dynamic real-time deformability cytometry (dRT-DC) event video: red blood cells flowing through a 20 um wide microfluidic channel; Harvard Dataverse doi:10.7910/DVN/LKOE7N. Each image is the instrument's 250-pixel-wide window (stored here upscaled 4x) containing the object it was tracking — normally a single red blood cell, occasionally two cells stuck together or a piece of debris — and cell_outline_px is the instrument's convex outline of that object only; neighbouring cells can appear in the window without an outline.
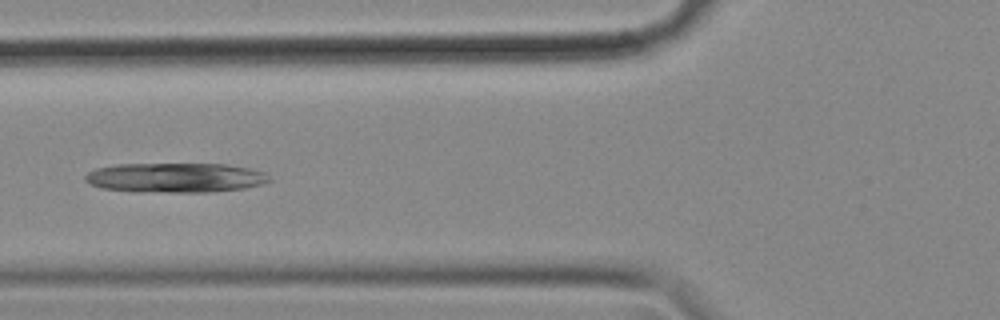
{"species": "common noctule bat (a hibernating species)", "species_latin": "Nyctalus noctula", "temperature_condition": "cold", "stored_images_in_passage": 42, "camera_frame_rate_fps": 3000, "um_per_image_px": 0.085, "animal": {"sex": "female", "body_mass_g": 18.4}, "frame": {"image": 1, "passage_image": 7, "time_ms": 2.0, "image_size_px": [1000, 320], "cell_outline_px": [[272, 180], [260, 184], [244, 188], [208, 192], [136, 192], [100, 188], [88, 184], [84, 180], [84, 176], [88, 172], [96, 168], [116, 164], [228, 164], [248, 168], [264, 172]], "centroid_in_image_um": [14.84, 15.1], "position_along_channel_um": 111.0, "area_um2": 32.02}}
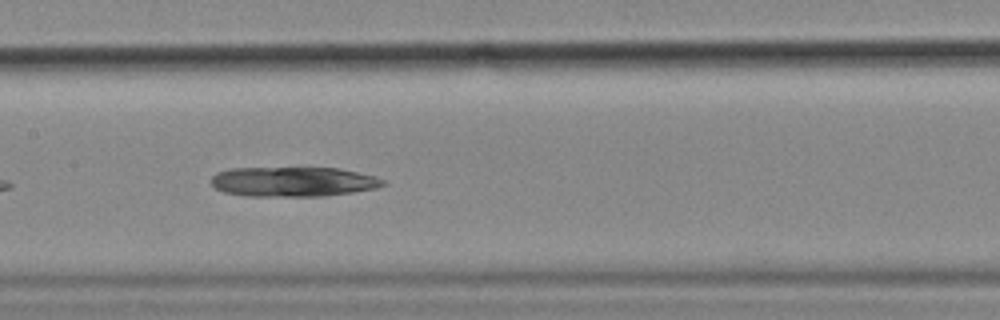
{"frame": {"image": 2, "passage_image": 13, "time_ms": 4.0, "image_size_px": [1000, 320], "cell_outline_px": [[388, 184], [376, 188], [352, 192], [324, 196], [244, 196], [224, 192], [216, 188], [212, 184], [212, 176], [216, 172], [228, 168], [340, 168], [376, 176], [384, 180]], "centroid_in_image_um": [24.93, 15.44], "position_along_channel_um": 182.5, "area_um2": 30.0}}
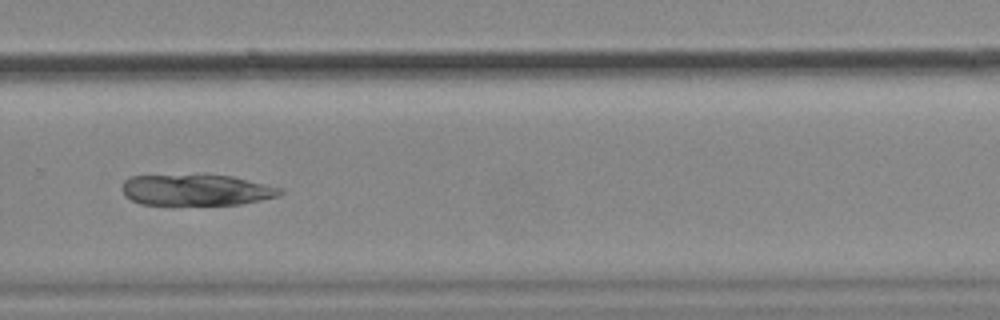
{"frame": {"image": 3, "passage_image": 24, "time_ms": 7.667, "image_size_px": [1000, 320], "cell_outline_px": [[284, 192], [280, 196], [240, 204], [140, 204], [124, 196], [120, 188], [124, 180], [132, 176], [200, 172], [204, 172], [232, 176], [284, 188]], "centroid_in_image_um": [16.67, 16.09], "position_along_channel_um": 313.1, "area_um2": 29.82}}